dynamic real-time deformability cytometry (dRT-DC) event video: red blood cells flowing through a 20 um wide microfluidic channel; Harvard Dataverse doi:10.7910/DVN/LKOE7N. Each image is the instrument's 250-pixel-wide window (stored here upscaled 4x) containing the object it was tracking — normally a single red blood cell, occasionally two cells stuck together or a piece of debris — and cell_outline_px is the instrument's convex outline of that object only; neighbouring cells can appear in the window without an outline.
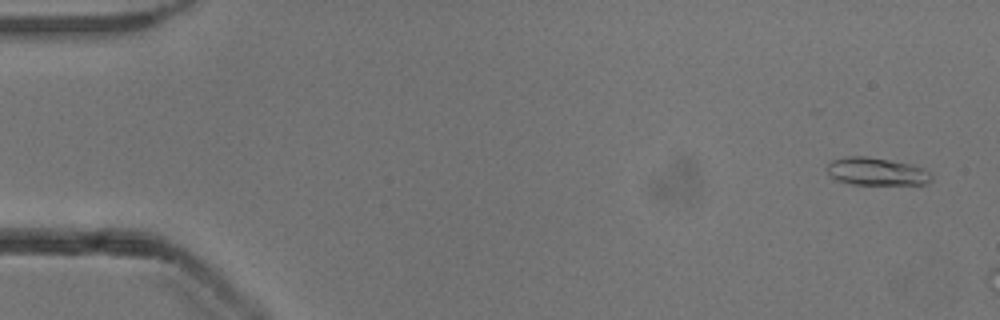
{"species": "common noctule bat (a hibernating species)", "species_latin": "Nyctalus noctula", "temperature_condition": "cold", "stored_images_in_passage": 5, "camera_frame_rate_fps": 3000, "um_per_image_px": 0.085, "animal": {"sex": "male", "body_mass_g": 13.3}, "frame": {"image": 1, "passage_image": 3, "time_ms": 0.667, "image_size_px": [1000, 320], "cell_outline_px": [[932, 180], [924, 184], [852, 184], [840, 180], [832, 176], [828, 172], [828, 164], [832, 160], [848, 156], [864, 156], [888, 160], [908, 164], [924, 168], [932, 172]], "centroid_in_image_um": [74.55, 14.58], "position_along_channel_um": 10.5, "area_um2": 16.53}}